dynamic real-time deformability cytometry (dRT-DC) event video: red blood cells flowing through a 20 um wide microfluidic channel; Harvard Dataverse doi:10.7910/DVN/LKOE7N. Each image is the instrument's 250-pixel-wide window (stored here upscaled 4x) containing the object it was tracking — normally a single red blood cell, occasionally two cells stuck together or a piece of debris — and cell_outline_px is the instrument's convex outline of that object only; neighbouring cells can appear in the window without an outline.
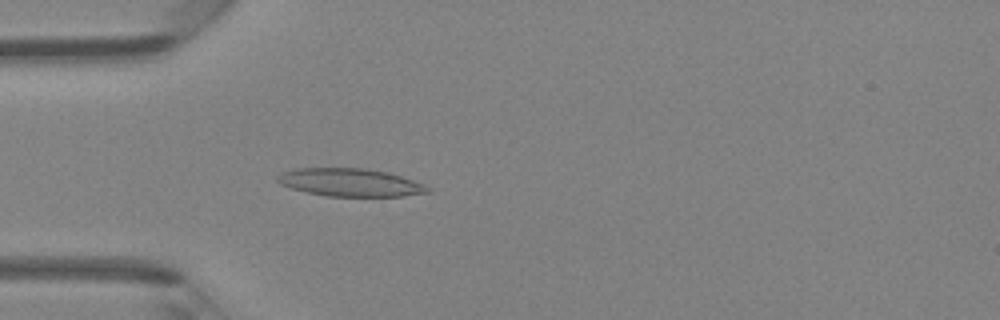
{"species": "Egyptian fruit bat (a non-hibernating species)", "species_latin": "Rousettus aegyptiacus", "temperature_condition": "room temperature", "stored_images_in_passage": 47, "camera_frame_rate_fps": 3000, "um_per_image_px": 0.085, "animal": {"sex": "female"}, "frame": {"image": 1, "passage_image": 14, "time_ms": 4.333, "image_size_px": [1000, 320], "cell_outline_px": [[432, 192], [404, 196], [328, 196], [308, 192], [292, 188], [280, 184], [276, 180], [276, 176], [280, 172], [296, 168], [364, 168], [388, 172], [424, 184], [432, 188]], "centroid_in_image_um": [29.78, 15.5], "position_along_channel_um": 55.2, "area_um2": 24.51}}
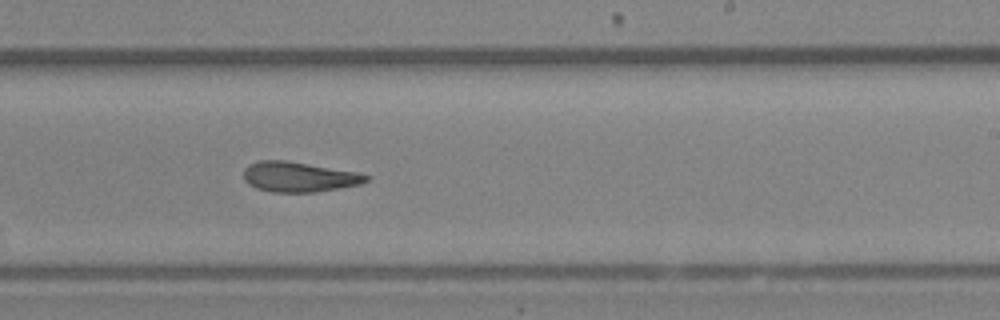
{"frame": {"image": 2, "passage_image": 29, "time_ms": 9.333, "image_size_px": [1000, 320], "cell_outline_px": [[368, 180], [360, 184], [312, 192], [272, 192], [256, 188], [248, 184], [244, 180], [244, 168], [248, 164], [260, 160], [288, 160], [356, 172], [368, 176]], "centroid_in_image_um": [25.34, 15.02], "position_along_channel_um": 263.7, "area_um2": 21.33}}
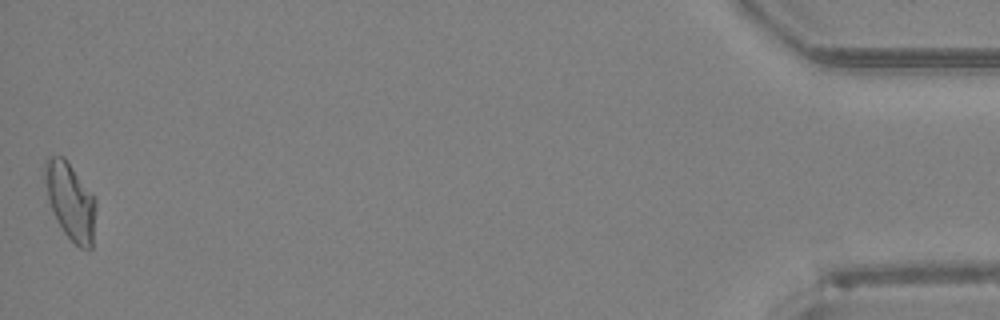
{"frame": {"image": 3, "passage_image": 47, "time_ms": 15.333, "image_size_px": [1000, 320], "cell_outline_px": [[96, 208], [92, 248], [88, 252], [80, 248], [64, 232], [56, 220], [48, 200], [44, 180], [44, 160], [48, 156], [64, 156], [96, 196]], "centroid_in_image_um": [6.0, 17.08], "position_along_channel_um": 429.2, "area_um2": 23.41}, "authors_computed_cell_mechanics": {"area_um2": 22.4264, "velocity_mm_per_s": 4.3064, "shape_relaxation_time_tau1_ms": 6.2783, "shape_relaxation_time_tau2_ms": 3.5415, "deformation_change_tau1": 0.198, "deformation_change_tau2": 0.1197}}